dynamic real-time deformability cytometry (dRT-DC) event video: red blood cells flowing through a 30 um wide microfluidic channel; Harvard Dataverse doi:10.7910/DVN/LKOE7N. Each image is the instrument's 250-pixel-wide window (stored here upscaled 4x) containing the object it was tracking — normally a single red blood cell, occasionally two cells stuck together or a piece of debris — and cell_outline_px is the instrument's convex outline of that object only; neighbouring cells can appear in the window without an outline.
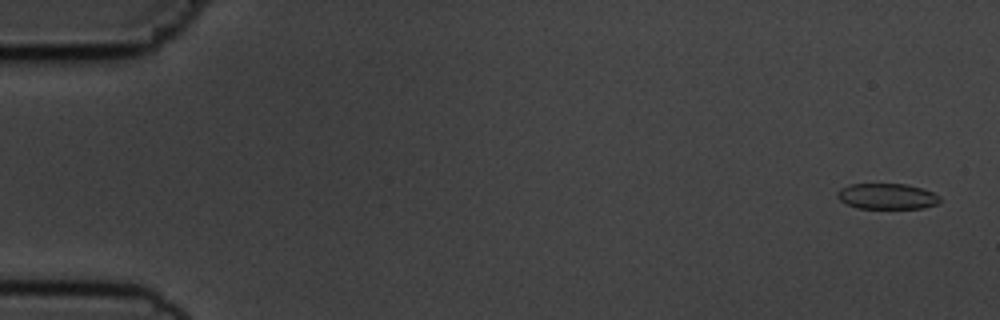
{"species": "common noctule bat (a hibernating species)", "species_latin": "Nyctalus noctula", "temperature_condition": "cold", "stored_images_in_passage": 5, "camera_frame_rate_fps": 3000, "um_per_image_px": 0.085, "animal": {"sex": "male", "body_mass_g": 19.5, "forearm_length_mm": 54.6}, "frame": {"image": 1, "passage_image": 1, "time_ms": 0.0, "image_size_px": [1000, 320], "cell_outline_px": [[940, 204], [924, 208], [856, 208], [840, 200], [836, 196], [836, 192], [840, 188], [848, 184], [908, 184], [932, 192], [940, 196]], "centroid_in_image_um": [75.4, 16.68], "position_along_channel_um": 9.6, "area_um2": 15.49}}
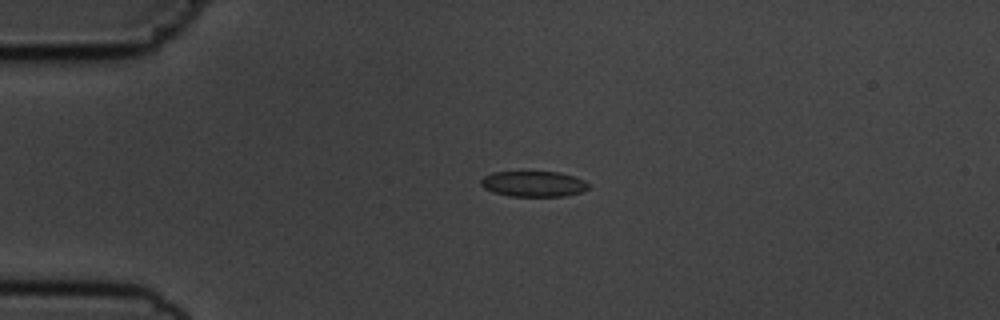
{"frame": {"image": 2, "passage_image": 4, "time_ms": 3.667, "image_size_px": [1000, 320], "cell_outline_px": [[588, 188], [580, 192], [564, 196], [508, 196], [492, 192], [484, 188], [480, 184], [480, 180], [484, 176], [492, 172], [560, 172], [576, 176], [584, 180], [588, 184]], "centroid_in_image_um": [45.32, 15.63], "position_along_channel_um": 39.7, "area_um2": 16.13}}